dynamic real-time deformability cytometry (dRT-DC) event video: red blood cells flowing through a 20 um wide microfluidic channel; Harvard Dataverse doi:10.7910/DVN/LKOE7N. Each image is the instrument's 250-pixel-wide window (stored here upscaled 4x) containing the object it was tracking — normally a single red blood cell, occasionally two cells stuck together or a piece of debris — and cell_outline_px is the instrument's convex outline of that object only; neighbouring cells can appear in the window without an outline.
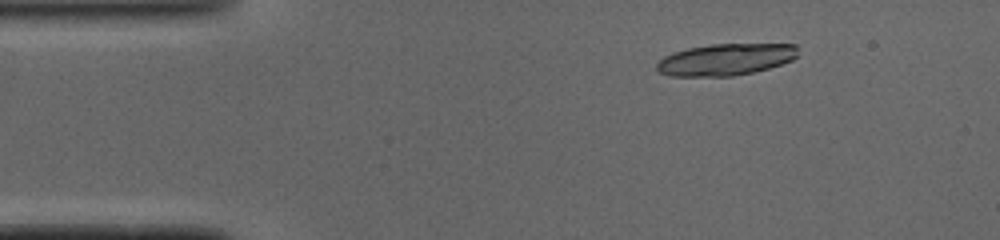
{"species": "common noctule bat (a hibernating species)", "species_latin": "Nyctalus noctula", "temperature_condition": "cold", "stored_images_in_passage": 42, "camera_frame_rate_fps": 3000, "um_per_image_px": 0.085, "animal": {"sex": "male", "body_mass_g": 19.0, "forearm_length_mm": 50.8}, "frame": {"image": 1, "passage_image": 1, "time_ms": 0.0, "image_size_px": [1000, 240], "cell_outline_px": [[796, 56], [792, 60], [768, 68], [752, 72], [732, 76], [668, 76], [660, 72], [656, 68], [656, 64], [664, 56], [672, 52], [688, 48], [712, 44], [796, 44]], "centroid_in_image_um": [61.63, 5.06], "position_along_channel_um": 23.4, "area_um2": 25.95}, "authors_computed_cell_mechanics": {"area_um2": 26.8481, "velocity_mm_per_s": 4.088, "shape_relaxation_time_tau1_ms": 1.9143, "shape_relaxation_time_tau2_ms": null, "deformation_change_tau1": 0.3185, "deformation_change_tau2": null}}